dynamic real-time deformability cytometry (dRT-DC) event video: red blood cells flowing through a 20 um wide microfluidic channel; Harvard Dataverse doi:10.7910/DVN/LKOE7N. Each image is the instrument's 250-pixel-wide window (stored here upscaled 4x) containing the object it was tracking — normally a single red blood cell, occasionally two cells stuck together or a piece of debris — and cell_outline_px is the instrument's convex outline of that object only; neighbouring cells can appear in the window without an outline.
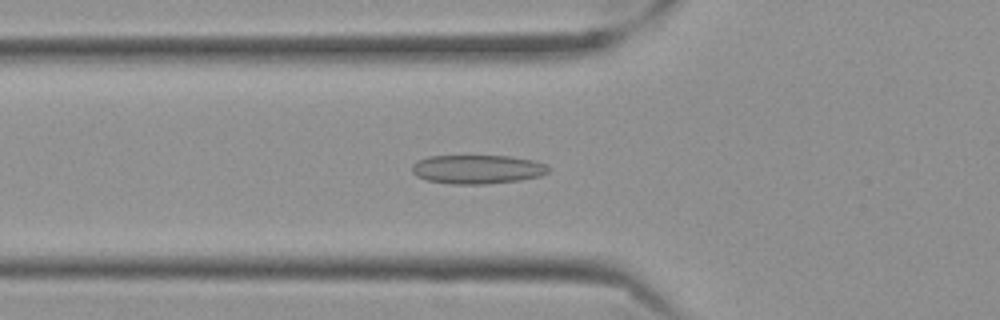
{"species": "Egyptian fruit bat (a non-hibernating species)", "species_latin": "Rousettus aegyptiacus", "temperature_condition": "cold", "stored_images_in_passage": 57, "camera_frame_rate_fps": 3000, "um_per_image_px": 0.085, "frame": {"image": 1, "passage_image": 20, "time_ms": 6.333, "image_size_px": [1000, 320], "cell_outline_px": [[548, 172], [540, 176], [520, 180], [484, 184], [452, 184], [428, 180], [416, 176], [412, 172], [412, 164], [416, 160], [428, 156], [508, 156], [532, 160], [544, 164], [548, 168]], "centroid_in_image_um": [40.52, 14.39], "position_along_channel_um": 85.3, "area_um2": 22.89}}
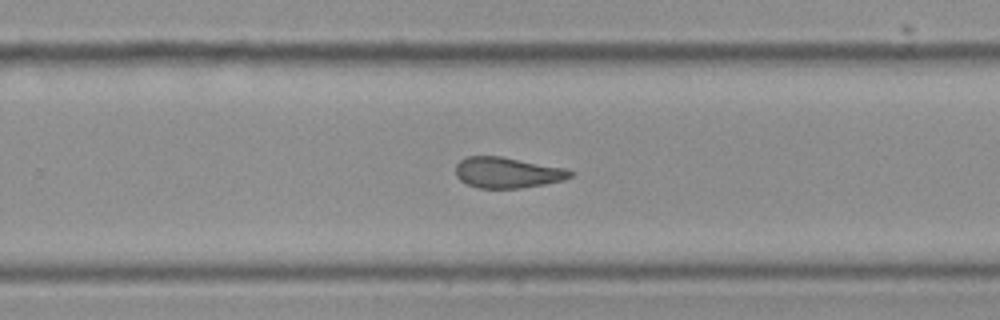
{"frame": {"image": 2, "passage_image": 37, "time_ms": 12.0, "image_size_px": [1000, 320], "cell_outline_px": [[572, 176], [564, 180], [544, 184], [520, 188], [480, 188], [468, 184], [460, 180], [456, 176], [456, 164], [460, 160], [468, 156], [500, 156], [564, 168], [572, 172]], "centroid_in_image_um": [43.1, 14.67], "position_along_channel_um": 286.7, "area_um2": 20.35}}
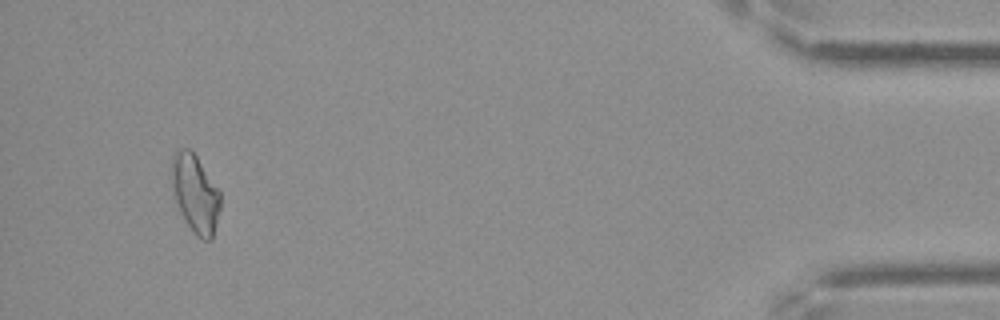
{"frame": {"image": 3, "passage_image": 54, "time_ms": 17.667, "image_size_px": [1000, 320], "cell_outline_px": [[220, 208], [212, 240], [200, 240], [192, 232], [176, 200], [172, 184], [172, 156], [180, 148], [188, 148], [196, 156], [220, 192]], "centroid_in_image_um": [16.61, 16.48], "position_along_channel_um": 418.6, "area_um2": 21.62}, "authors_computed_cell_mechanics": {"area_um2": 21.6172, "velocity_mm_per_s": 3.5381, "shape_relaxation_time_tau1_ms": null, "shape_relaxation_time_tau2_ms": 4.7761, "deformation_change_tau1": null, "deformation_change_tau2": 0.1169}}